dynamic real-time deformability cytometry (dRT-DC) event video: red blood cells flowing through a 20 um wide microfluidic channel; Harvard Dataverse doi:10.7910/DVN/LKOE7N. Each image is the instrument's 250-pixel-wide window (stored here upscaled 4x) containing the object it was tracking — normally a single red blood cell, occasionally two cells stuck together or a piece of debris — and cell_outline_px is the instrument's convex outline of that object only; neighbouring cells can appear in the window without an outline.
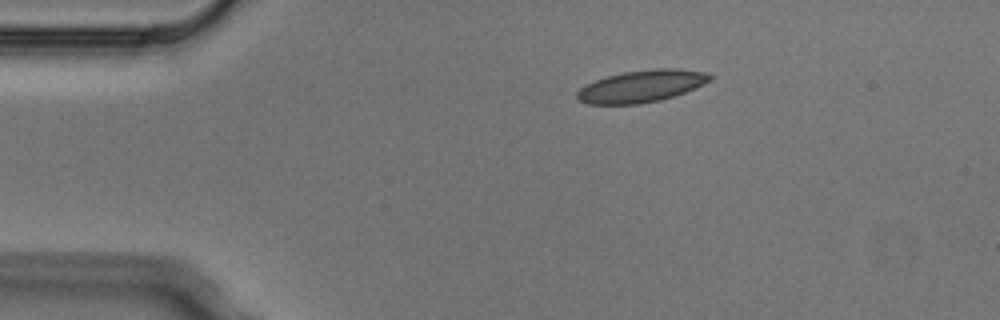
{"species": "Egyptian fruit bat (a non-hibernating species)", "species_latin": "Rousettus aegyptiacus", "temperature_condition": "cold", "stored_images_in_passage": 4, "camera_frame_rate_fps": 3000, "um_per_image_px": 0.085, "animal": {"sex": "male"}, "frame": {"image": 1, "passage_image": 1, "time_ms": 0.0, "image_size_px": [1000, 320], "cell_outline_px": [[712, 80], [696, 88], [660, 100], [640, 104], [588, 104], [576, 100], [576, 92], [580, 88], [596, 80], [608, 76], [624, 72], [652, 68], [676, 68], [708, 72], [712, 76]], "centroid_in_image_um": [54.54, 7.32], "position_along_channel_um": 30.5, "area_um2": 24.91}}
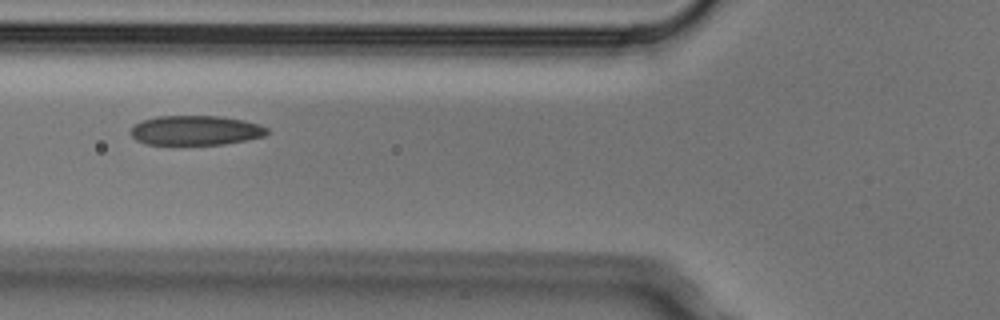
{"frame": {"image": 2, "passage_image": 3, "time_ms": 0.667, "image_size_px": [1000, 320], "cell_outline_px": [[268, 132], [264, 136], [224, 144], [144, 144], [136, 140], [128, 132], [140, 120], [156, 116], [220, 116], [244, 120], [260, 124], [268, 128]], "centroid_in_image_um": [16.6, 11.07], "position_along_channel_um": 109.2, "area_um2": 23.58}}
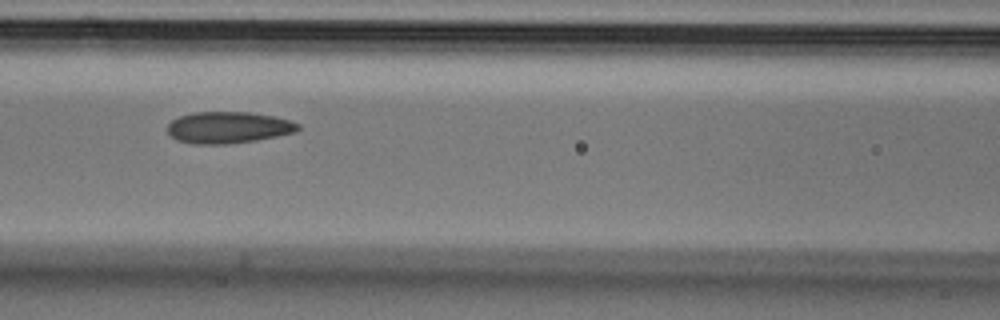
{"frame": {"image": 3, "passage_image": 4, "time_ms": 1.0, "image_size_px": [1000, 320], "cell_outline_px": [[300, 128], [296, 132], [256, 140], [228, 144], [192, 144], [176, 140], [168, 132], [168, 124], [172, 120], [180, 116], [192, 112], [248, 112], [276, 116], [300, 124]], "centroid_in_image_um": [19.4, 10.83], "position_along_channel_um": 147.2, "area_um2": 24.1}}